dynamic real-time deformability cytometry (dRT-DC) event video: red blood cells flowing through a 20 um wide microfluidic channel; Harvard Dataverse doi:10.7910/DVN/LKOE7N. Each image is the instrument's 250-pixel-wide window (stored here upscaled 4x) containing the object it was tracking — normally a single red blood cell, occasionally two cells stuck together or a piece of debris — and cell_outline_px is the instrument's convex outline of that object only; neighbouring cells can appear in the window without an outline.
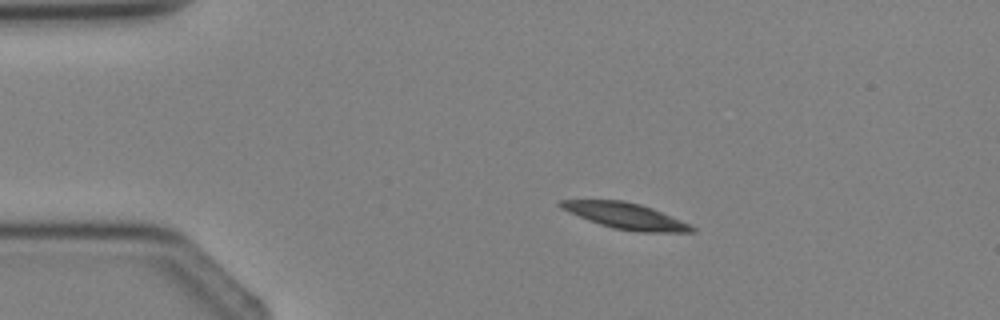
{"species": "Egyptian fruit bat (a non-hibernating species)", "species_latin": "Rousettus aegyptiacus", "temperature_condition": "cold", "stored_images_in_passage": 3, "camera_frame_rate_fps": 3000, "um_per_image_px": 0.085, "animal": {"sex": "female"}, "frame": {"image": 1, "passage_image": 2, "time_ms": 1.333, "image_size_px": [1000, 320], "cell_outline_px": [[696, 232], [640, 232], [612, 228], [588, 220], [560, 208], [556, 204], [560, 200], [624, 200], [640, 204], [652, 208], [692, 224], [696, 228]], "centroid_in_image_um": [53.21, 18.35], "position_along_channel_um": 31.8, "area_um2": 20.0}}